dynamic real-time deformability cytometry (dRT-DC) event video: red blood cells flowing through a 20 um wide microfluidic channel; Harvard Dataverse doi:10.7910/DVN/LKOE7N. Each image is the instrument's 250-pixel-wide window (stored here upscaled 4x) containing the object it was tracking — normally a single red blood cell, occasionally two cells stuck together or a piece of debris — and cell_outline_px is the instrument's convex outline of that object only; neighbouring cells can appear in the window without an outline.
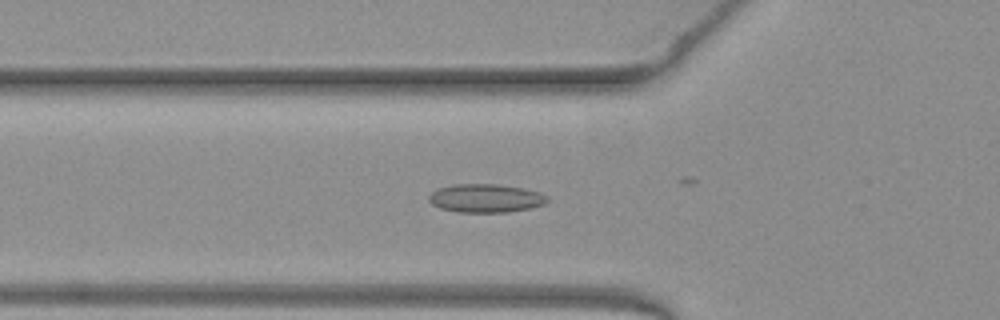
{"species": "common noctule bat (a hibernating species)", "species_latin": "Nyctalus noctula", "temperature_condition": "warm", "stored_images_in_passage": 42, "camera_frame_rate_fps": 3000, "um_per_image_px": 0.085, "animal": {"sex": "female", "body_mass_g": 19.3, "forearm_length_mm": 54.1}, "frame": {"image": 1, "passage_image": 18, "time_ms": 5.667, "image_size_px": [1000, 320], "cell_outline_px": [[548, 200], [544, 204], [528, 208], [508, 212], [456, 212], [440, 208], [432, 204], [428, 200], [428, 196], [432, 192], [440, 188], [456, 184], [496, 184], [524, 188], [540, 192], [548, 196]], "centroid_in_image_um": [41.28, 16.85], "position_along_channel_um": 84.5, "area_um2": 19.59}}
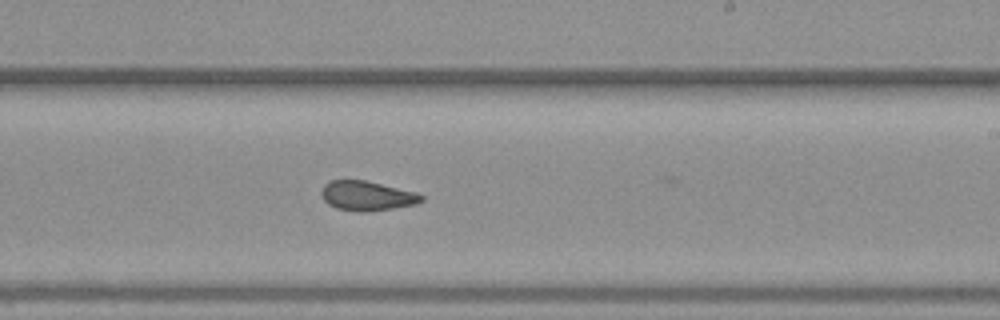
{"frame": {"image": 2, "passage_image": 31, "time_ms": 10.0, "image_size_px": [1000, 320], "cell_outline_px": [[424, 200], [416, 204], [368, 212], [360, 212], [336, 208], [328, 204], [324, 200], [320, 192], [324, 184], [332, 180], [364, 180], [416, 192], [424, 196]], "centroid_in_image_um": [31.18, 16.65], "position_along_channel_um": 257.8, "area_um2": 17.22}}
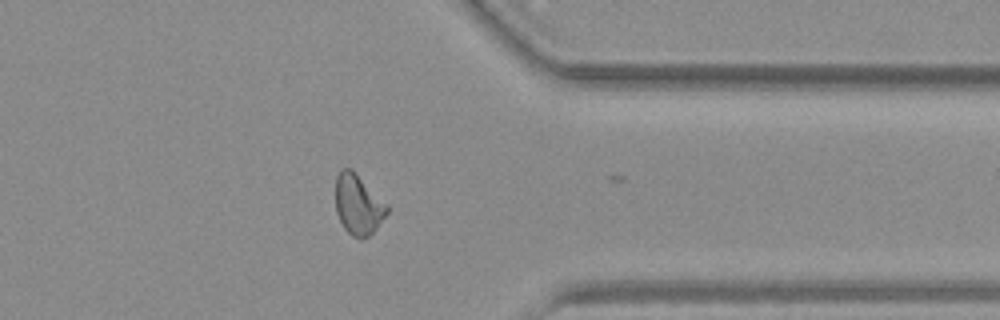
{"frame": {"image": 3, "passage_image": 41, "time_ms": 13.333, "image_size_px": [1000, 320], "cell_outline_px": [[388, 212], [376, 228], [364, 240], [360, 240], [352, 236], [344, 228], [336, 212], [336, 176], [340, 168], [352, 168], [388, 204]], "centroid_in_image_um": [30.44, 17.37], "position_along_channel_um": 381.0, "area_um2": 18.26}, "authors_computed_cell_mechanics": {"area_um2": 18.3226, "velocity_mm_per_s": 3.982, "shape_relaxation_time_tau1_ms": 4.1072, "shape_relaxation_time_tau2_ms": 2.8275, "deformation_change_tau1": 0.1267, "deformation_change_tau2": 0.1049}}